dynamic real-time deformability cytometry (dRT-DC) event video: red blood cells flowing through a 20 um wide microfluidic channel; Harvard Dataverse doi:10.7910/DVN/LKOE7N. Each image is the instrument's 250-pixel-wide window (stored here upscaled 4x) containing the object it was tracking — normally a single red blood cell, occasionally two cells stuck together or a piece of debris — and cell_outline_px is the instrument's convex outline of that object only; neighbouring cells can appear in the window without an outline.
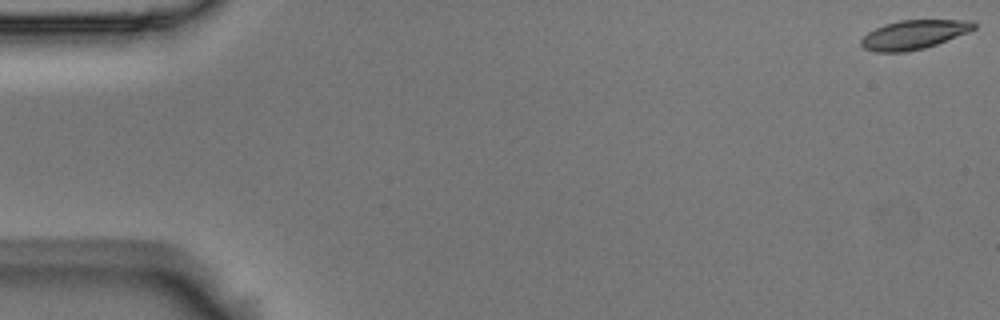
{"species": "Egyptian fruit bat (a non-hibernating species)", "species_latin": "Rousettus aegyptiacus", "temperature_condition": "room temperature", "stored_images_in_passage": 5, "camera_frame_rate_fps": 3000, "um_per_image_px": 0.085, "animal": {"sex": "male"}, "frame": {"image": 1, "passage_image": 1, "time_ms": 0.0, "image_size_px": [1000, 320], "cell_outline_px": [[976, 28], [968, 32], [936, 44], [924, 48], [904, 52], [876, 52], [864, 48], [860, 44], [860, 40], [868, 32], [884, 24], [900, 20], [972, 20], [976, 24]], "centroid_in_image_um": [77.67, 2.94], "position_along_channel_um": 7.3, "area_um2": 19.02}}
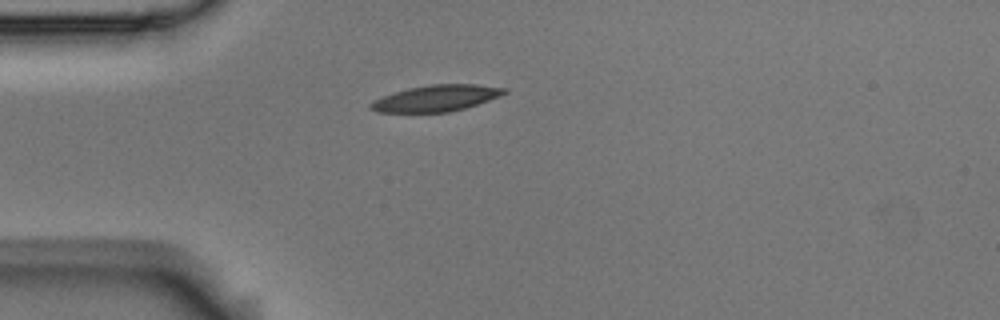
{"frame": {"image": 2, "passage_image": 5, "time_ms": 1.333, "image_size_px": [1000, 320], "cell_outline_px": [[508, 92], [500, 96], [464, 108], [448, 112], [376, 112], [368, 108], [368, 104], [384, 96], [408, 88], [432, 84], [476, 84], [508, 88]], "centroid_in_image_um": [37.09, 8.34], "position_along_channel_um": 47.9, "area_um2": 20.29}}